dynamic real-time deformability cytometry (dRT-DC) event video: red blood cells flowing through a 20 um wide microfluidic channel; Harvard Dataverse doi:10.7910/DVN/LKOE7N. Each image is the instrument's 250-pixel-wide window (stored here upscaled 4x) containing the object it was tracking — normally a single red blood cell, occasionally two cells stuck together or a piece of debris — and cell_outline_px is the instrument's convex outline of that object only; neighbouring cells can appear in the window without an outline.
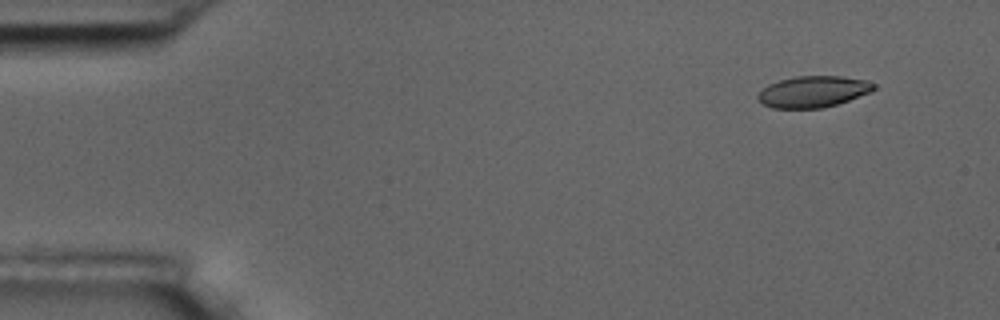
{"species": "common noctule bat (a hibernating species)", "species_latin": "Nyctalus noctula", "temperature_condition": "room temperature", "stored_images_in_passage": 5, "camera_frame_rate_fps": 3000, "um_per_image_px": 0.085, "animal": {"sex": "male", "body_mass_g": 17.5, "forearm_length_mm": 52.3}, "frame": {"image": 1, "passage_image": 2, "time_ms": 1.0, "image_size_px": [1000, 320], "cell_outline_px": [[876, 88], [872, 92], [836, 104], [820, 108], [772, 108], [764, 104], [756, 96], [768, 84], [780, 80], [796, 76], [840, 76], [864, 80], [876, 84]], "centroid_in_image_um": [69.13, 7.78], "position_along_channel_um": 15.9, "area_um2": 20.98}}
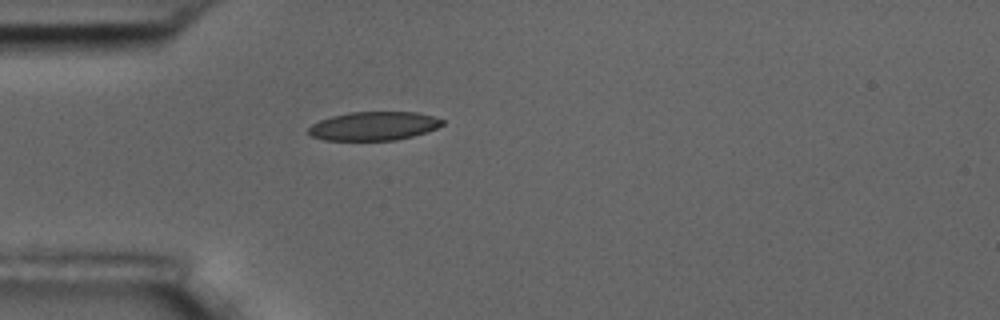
{"frame": {"image": 2, "passage_image": 5, "time_ms": 4.667, "image_size_px": [1000, 320], "cell_outline_px": [[444, 124], [436, 128], [412, 136], [396, 140], [324, 140], [312, 136], [308, 132], [308, 128], [312, 124], [320, 120], [332, 116], [348, 112], [416, 112], [432, 116], [444, 120]], "centroid_in_image_um": [31.75, 10.71], "position_along_channel_um": 53.2, "area_um2": 22.25}}